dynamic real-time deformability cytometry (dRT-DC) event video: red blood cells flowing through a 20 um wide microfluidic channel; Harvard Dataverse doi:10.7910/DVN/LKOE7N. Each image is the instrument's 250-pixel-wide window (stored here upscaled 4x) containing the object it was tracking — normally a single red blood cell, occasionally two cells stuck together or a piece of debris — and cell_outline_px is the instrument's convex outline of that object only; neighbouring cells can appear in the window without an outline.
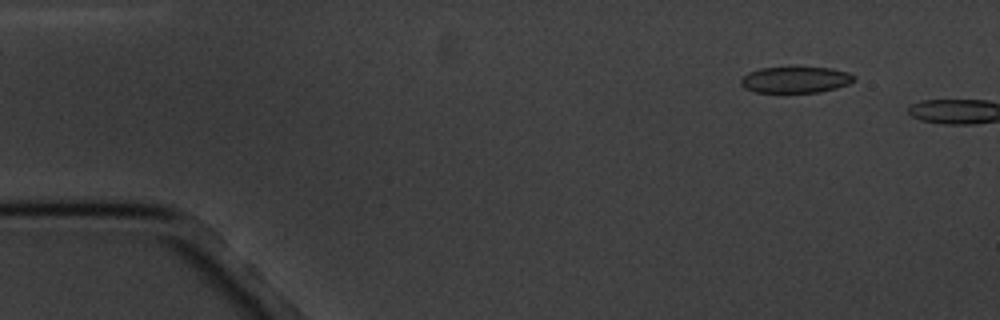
{"species": "common noctule bat (a hibernating species)", "species_latin": "Nyctalus noctula", "temperature_condition": "cold", "stored_images_in_passage": 2, "camera_frame_rate_fps": 3000, "um_per_image_px": 0.085, "animal": {"sex": "male", "body_mass_g": 20.1, "forearm_length_mm": 53.5}, "frame": {"image": 1, "passage_image": 1, "time_ms": 0.0, "image_size_px": [1000, 320], "cell_outline_px": [[856, 80], [848, 84], [836, 88], [820, 92], [756, 92], [744, 88], [740, 84], [740, 80], [748, 72], [760, 68], [832, 68], [848, 72], [856, 76]], "centroid_in_image_um": [67.63, 6.78], "position_along_channel_um": 17.4, "area_um2": 17.22}}